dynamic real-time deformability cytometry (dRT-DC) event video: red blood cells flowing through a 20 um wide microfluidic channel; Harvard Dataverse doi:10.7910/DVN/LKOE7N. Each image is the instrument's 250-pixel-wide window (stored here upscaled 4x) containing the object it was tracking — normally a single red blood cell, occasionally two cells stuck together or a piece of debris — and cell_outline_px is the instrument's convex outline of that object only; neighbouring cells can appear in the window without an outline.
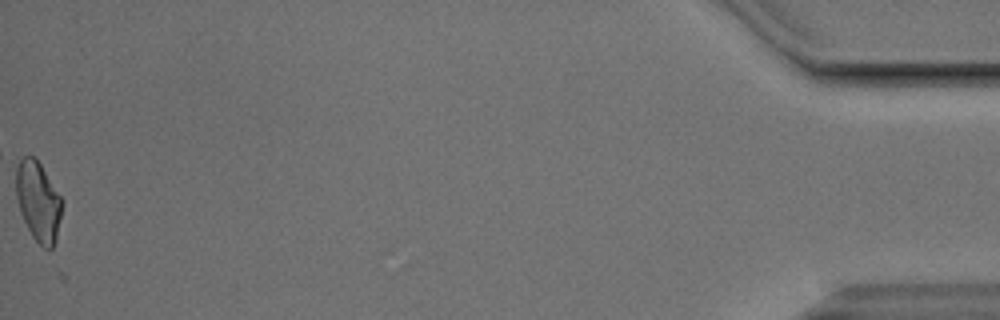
{"species": "Egyptian fruit bat (a non-hibernating species)", "species_latin": "Rousettus aegyptiacus", "temperature_condition": "cold", "stored_images_in_passage": 38, "camera_frame_rate_fps": 3000, "um_per_image_px": 0.085, "animal": {"sex": "male"}, "frame": {"image": 1, "passage_image": 38, "time_ms": 12.333, "image_size_px": [1000, 320], "cell_outline_px": [[64, 200], [56, 240], [52, 248], [48, 252], [32, 236], [20, 212], [16, 196], [16, 160], [24, 156], [36, 156]], "centroid_in_image_um": [3.26, 17.08], "position_along_channel_um": 431.9, "area_um2": 21.85}, "authors_computed_cell_mechanics": {"area_um2": 22.3975, "velocity_mm_per_s": 3.8192, "shape_relaxation_time_tau1_ms": null, "shape_relaxation_time_tau2_ms": 4.0439, "deformation_change_tau1": null, "deformation_change_tau2": 0.0859}}